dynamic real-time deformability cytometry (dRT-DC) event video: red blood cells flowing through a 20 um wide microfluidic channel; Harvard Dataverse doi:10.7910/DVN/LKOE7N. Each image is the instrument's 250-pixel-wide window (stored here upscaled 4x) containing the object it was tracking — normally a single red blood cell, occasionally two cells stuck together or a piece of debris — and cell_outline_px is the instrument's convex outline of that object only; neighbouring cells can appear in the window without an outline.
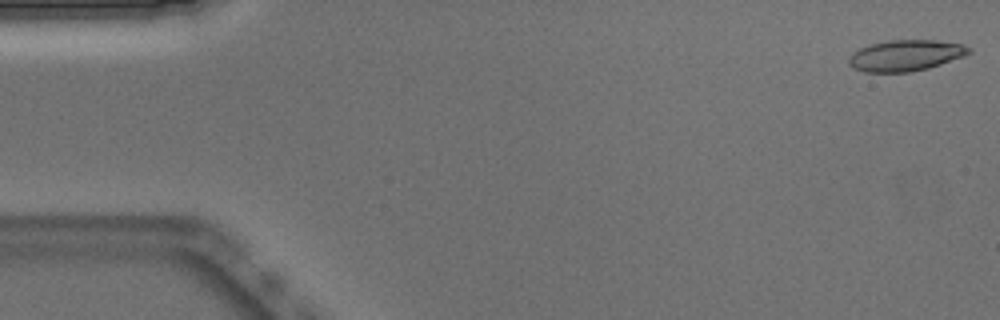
{"species": "Egyptian fruit bat (a non-hibernating species)", "species_latin": "Rousettus aegyptiacus", "temperature_condition": "warm", "stored_images_in_passage": 51, "camera_frame_rate_fps": 3000, "um_per_image_px": 0.085, "animal": {"sex": "male"}, "frame": {"image": 1, "passage_image": 1, "time_ms": 0.0, "image_size_px": [1000, 320], "cell_outline_px": [[972, 52], [964, 56], [928, 68], [908, 72], [864, 72], [852, 68], [848, 64], [848, 56], [852, 52], [860, 48], [872, 44], [888, 40], [936, 40], [964, 44], [972, 48]], "centroid_in_image_um": [76.97, 4.71], "position_along_channel_um": 8.0, "area_um2": 21.91}}
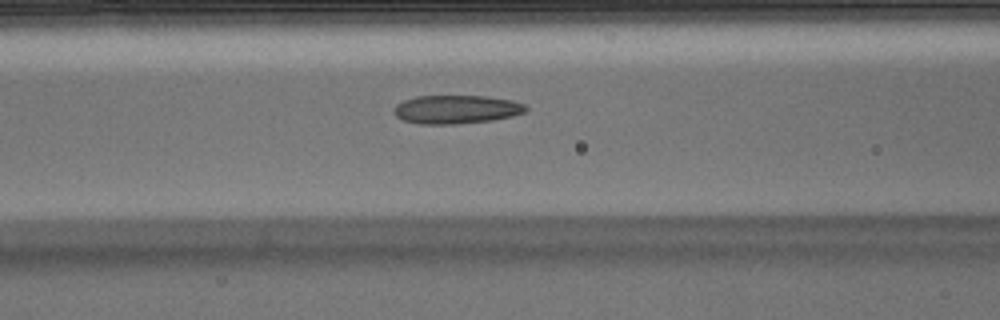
{"frame": {"image": 2, "passage_image": 20, "time_ms": 6.333, "image_size_px": [1000, 320], "cell_outline_px": [[528, 108], [524, 112], [512, 116], [492, 120], [452, 124], [420, 124], [404, 120], [396, 116], [396, 104], [404, 100], [416, 96], [484, 96], [512, 100], [524, 104]], "centroid_in_image_um": [38.8, 9.29], "position_along_channel_um": 127.8, "area_um2": 21.68}}
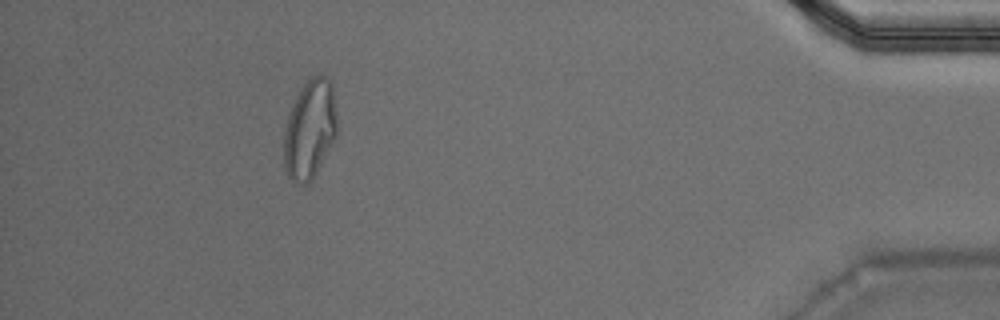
{"frame": {"image": 3, "passage_image": 46, "time_ms": 15.0, "image_size_px": [1000, 320], "cell_outline_px": [[336, 136], [312, 180], [308, 184], [296, 184], [288, 176], [284, 168], [284, 132], [288, 116], [296, 96], [304, 84], [312, 76], [328, 76], [332, 84], [336, 116]], "centroid_in_image_um": [26.32, 11.02], "position_along_channel_um": 408.9, "area_um2": 30.46}, "authors_computed_cell_mechanics": {"area_um2": 22.542, "velocity_mm_per_s": 3.9129, "shape_relaxation_time_tau1_ms": null, "shape_relaxation_time_tau2_ms": 1.3713, "deformation_change_tau1": null, "deformation_change_tau2": 0.0823}}